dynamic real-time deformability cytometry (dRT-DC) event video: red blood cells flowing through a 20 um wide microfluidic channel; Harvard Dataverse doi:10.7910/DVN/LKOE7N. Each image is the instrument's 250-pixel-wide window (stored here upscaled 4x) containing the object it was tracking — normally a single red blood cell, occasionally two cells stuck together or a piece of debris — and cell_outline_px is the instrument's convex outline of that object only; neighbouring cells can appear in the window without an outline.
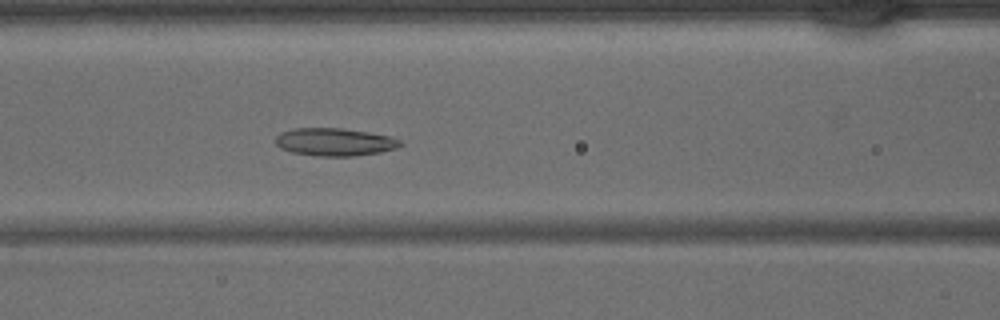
{"species": "common noctule bat (a hibernating species)", "species_latin": "Nyctalus noctula", "temperature_condition": "warm", "stored_images_in_passage": 42, "camera_frame_rate_fps": 3000, "um_per_image_px": 0.085, "animal": {"sex": "male", "body_mass_g": 15.6}, "frame": {"image": 1, "passage_image": 17, "time_ms": 5.333, "image_size_px": [1000, 320], "cell_outline_px": [[404, 144], [396, 148], [380, 152], [352, 156], [316, 156], [292, 152], [280, 148], [276, 144], [276, 136], [280, 132], [292, 128], [344, 128], [368, 132], [388, 136], [400, 140]], "centroid_in_image_um": [28.42, 12.06], "position_along_channel_um": 138.2, "area_um2": 20.23}}
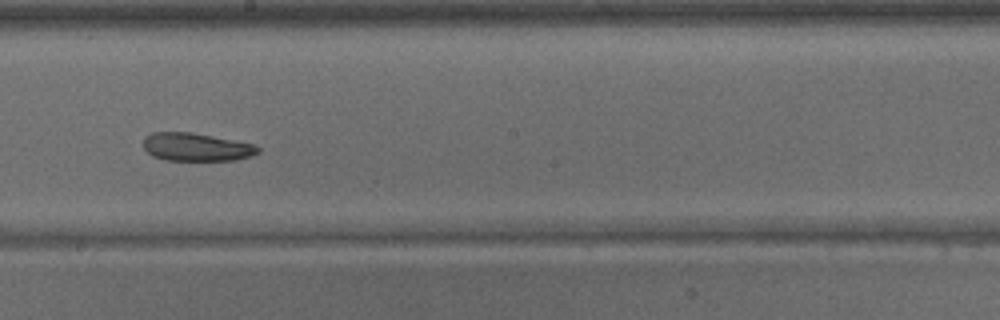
{"frame": {"image": 2, "passage_image": 23, "time_ms": 7.333, "image_size_px": [1000, 320], "cell_outline_px": [[260, 152], [252, 156], [236, 160], [164, 160], [152, 156], [144, 148], [144, 136], [152, 132], [192, 132], [252, 144], [260, 148]], "centroid_in_image_um": [16.66, 12.5], "position_along_channel_um": 231.5, "area_um2": 18.73}}
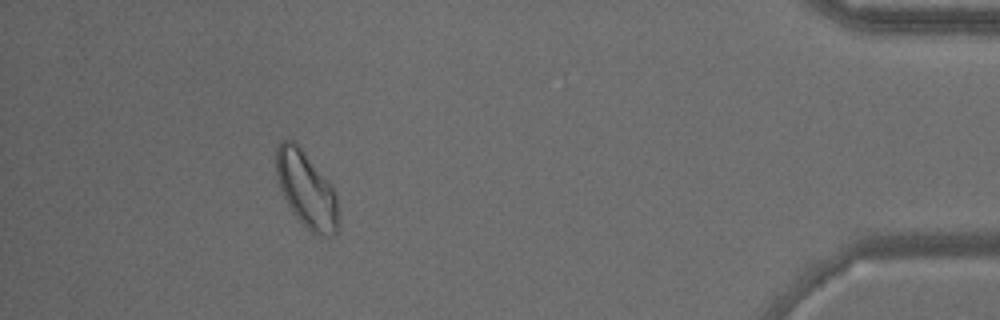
{"frame": {"image": 3, "passage_image": 38, "time_ms": 12.333, "image_size_px": [1000, 320], "cell_outline_px": [[340, 216], [336, 232], [332, 236], [320, 236], [312, 232], [292, 212], [280, 188], [276, 172], [276, 148], [280, 140], [292, 140], [300, 148], [332, 184], [336, 196]], "centroid_in_image_um": [26.07, 16.13], "position_along_channel_um": 409.1, "area_um2": 27.4}}